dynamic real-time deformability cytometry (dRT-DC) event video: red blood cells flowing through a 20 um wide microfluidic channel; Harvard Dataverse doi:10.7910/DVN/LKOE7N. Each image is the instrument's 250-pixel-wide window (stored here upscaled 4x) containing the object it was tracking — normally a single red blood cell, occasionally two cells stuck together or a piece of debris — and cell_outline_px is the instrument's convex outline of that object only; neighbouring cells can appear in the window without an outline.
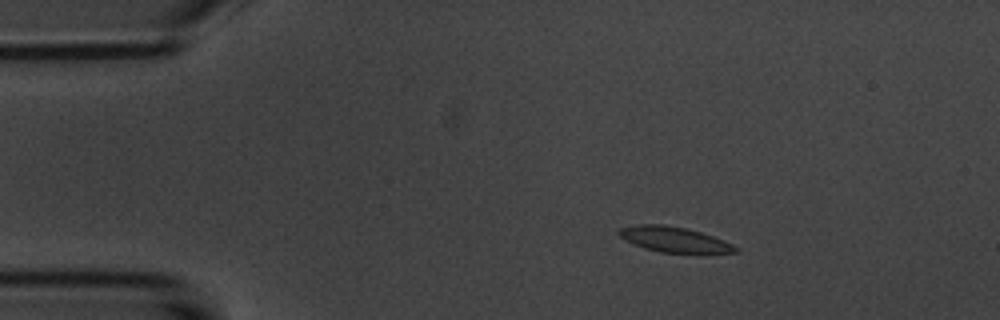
{"species": "common noctule bat (a hibernating species)", "species_latin": "Nyctalus noctula", "temperature_condition": "room temperature", "stored_images_in_passage": 4, "camera_frame_rate_fps": 3000, "um_per_image_px": 0.085, "animal": {"sex": "male", "body_mass_g": 20.1, "forearm_length_mm": 53.5}, "frame": {"image": 1, "passage_image": 2, "time_ms": 2.0, "image_size_px": [1000, 320], "cell_outline_px": [[740, 252], [700, 256], [696, 256], [660, 252], [644, 248], [624, 240], [616, 232], [620, 228], [636, 224], [664, 224], [688, 228], [724, 240], [740, 248]], "centroid_in_image_um": [57.41, 20.41], "position_along_channel_um": 27.6, "area_um2": 18.32}}
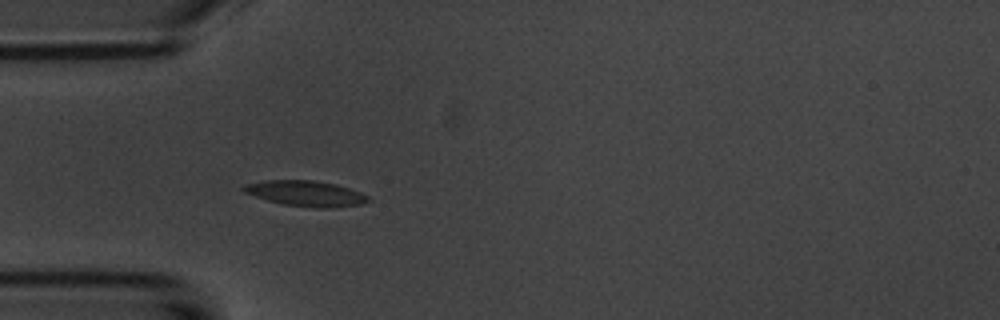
{"frame": {"image": 2, "passage_image": 4, "time_ms": 4.333, "image_size_px": [1000, 320], "cell_outline_px": [[372, 200], [360, 204], [328, 208], [316, 208], [284, 204], [268, 200], [244, 192], [240, 188], [244, 184], [264, 180], [312, 180], [336, 184], [360, 192], [368, 196]], "centroid_in_image_um": [25.98, 16.43], "position_along_channel_um": 59.0, "area_um2": 18.44}}